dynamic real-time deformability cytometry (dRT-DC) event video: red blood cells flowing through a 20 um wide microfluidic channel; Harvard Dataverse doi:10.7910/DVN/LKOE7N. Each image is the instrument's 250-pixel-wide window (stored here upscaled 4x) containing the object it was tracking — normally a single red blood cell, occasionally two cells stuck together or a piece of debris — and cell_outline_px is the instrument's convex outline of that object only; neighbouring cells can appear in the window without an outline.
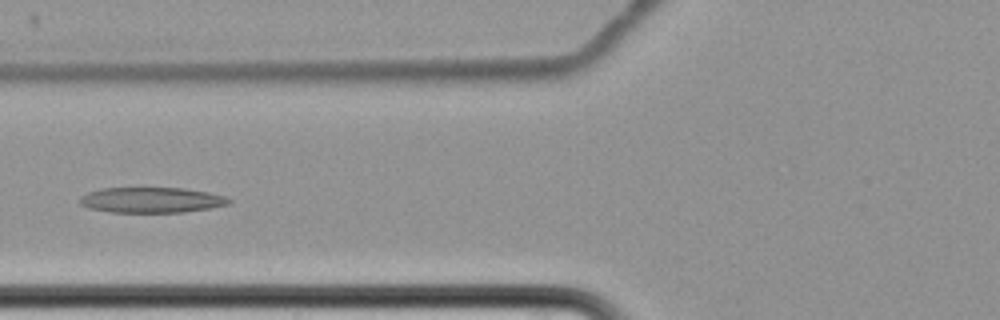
{"species": "common noctule bat (a hibernating species)", "species_latin": "Nyctalus noctula", "temperature_condition": "cold", "stored_images_in_passage": 10, "camera_frame_rate_fps": 3000, "um_per_image_px": 0.085, "animal": {"sex": "female", "body_mass_g": 22.7, "forearm_length_mm": 54.2}, "frame": {"image": 1, "passage_image": 7, "time_ms": 8.0, "image_size_px": [1000, 320], "cell_outline_px": [[232, 204], [212, 208], [184, 212], [112, 212], [88, 208], [80, 204], [80, 196], [88, 192], [100, 188], [184, 188], [208, 192], [228, 196], [232, 200]], "centroid_in_image_um": [12.93, 17.0], "position_along_channel_um": 112.9, "area_um2": 22.37}}
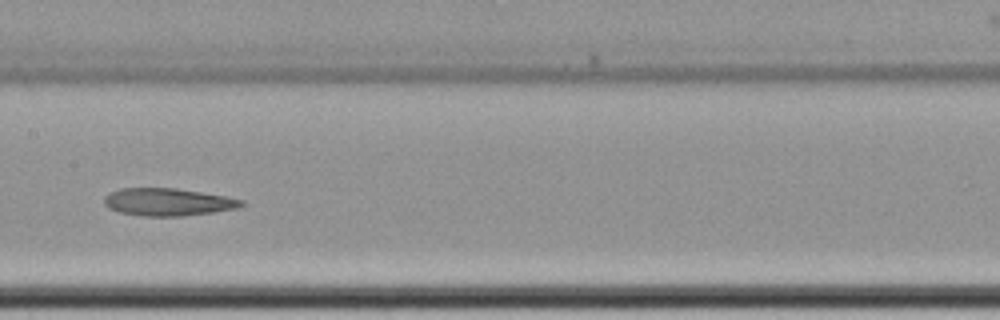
{"frame": {"image": 2, "passage_image": 9, "time_ms": 10.333, "image_size_px": [1000, 320], "cell_outline_px": [[244, 204], [236, 208], [212, 212], [184, 216], [144, 216], [120, 212], [108, 208], [104, 204], [104, 196], [108, 192], [120, 188], [176, 188], [224, 196], [244, 200]], "centroid_in_image_um": [14.22, 17.16], "position_along_channel_um": 193.2, "area_um2": 21.96}}
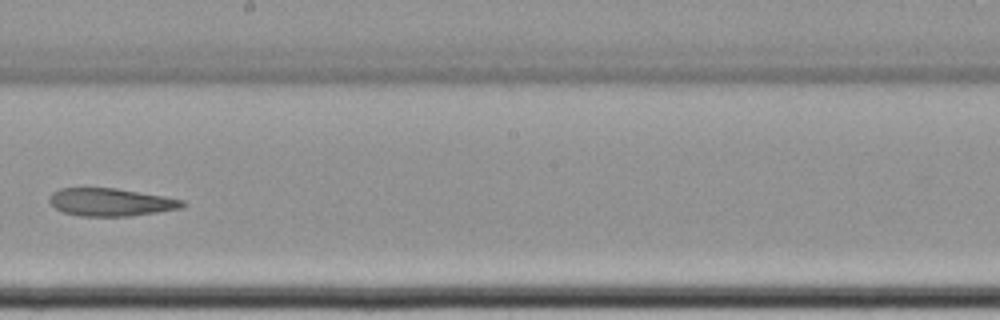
{"frame": {"image": 3, "passage_image": 10, "time_ms": 11.667, "image_size_px": [1000, 320], "cell_outline_px": [[188, 204], [180, 208], [132, 216], [80, 216], [64, 212], [56, 208], [48, 200], [52, 192], [60, 188], [116, 188], [184, 200]], "centroid_in_image_um": [9.41, 17.18], "position_along_channel_um": 238.8, "area_um2": 21.39}}